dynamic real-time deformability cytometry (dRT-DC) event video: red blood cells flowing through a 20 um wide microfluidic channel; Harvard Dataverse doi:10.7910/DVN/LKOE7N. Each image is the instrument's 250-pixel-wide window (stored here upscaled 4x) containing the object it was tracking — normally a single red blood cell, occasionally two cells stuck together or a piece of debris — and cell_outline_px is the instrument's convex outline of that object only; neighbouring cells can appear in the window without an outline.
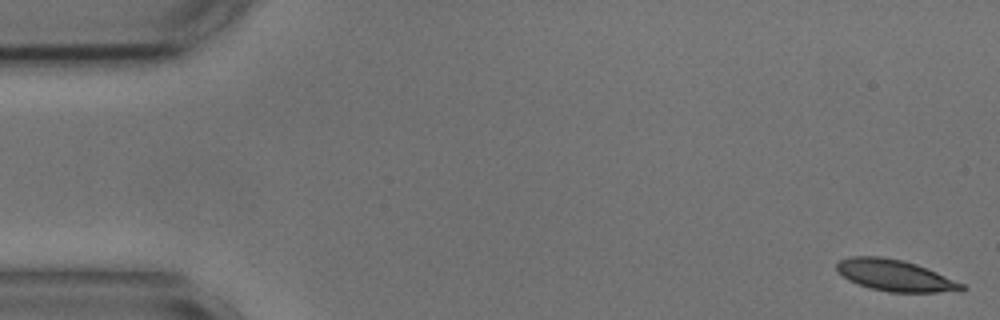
{"species": "common noctule bat (a hibernating species)", "species_latin": "Nyctalus noctula", "temperature_condition": "cold", "stored_images_in_passage": 54, "camera_frame_rate_fps": 3000, "um_per_image_px": 0.085, "animal": {"sex": "male", "body_mass_g": 17.9, "forearm_length_mm": 54.2}, "frame": {"image": 1, "passage_image": 1, "time_ms": 0.0, "image_size_px": [1000, 320], "cell_outline_px": [[964, 288], [960, 292], [888, 292], [868, 288], [856, 284], [848, 280], [836, 268], [836, 264], [840, 260], [852, 256], [880, 256], [904, 260], [916, 264], [936, 272], [964, 284]], "centroid_in_image_um": [76.07, 23.42], "position_along_channel_um": 8.9, "area_um2": 22.89}}
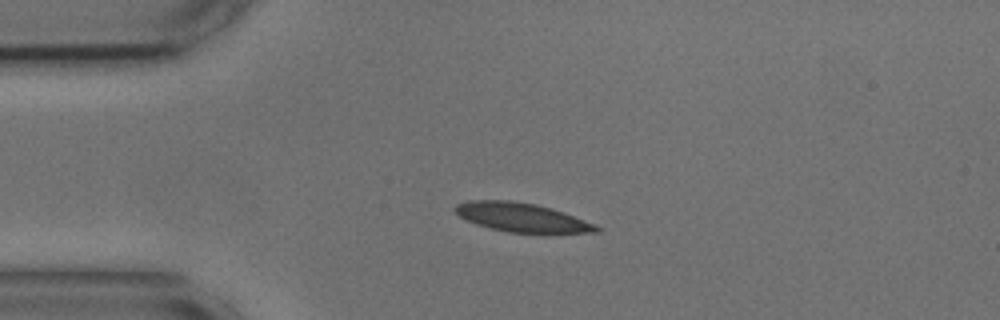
{"frame": {"image": 2, "passage_image": 12, "time_ms": 3.667, "image_size_px": [1000, 320], "cell_outline_px": [[600, 232], [544, 236], [508, 232], [476, 224], [460, 216], [452, 208], [456, 204], [468, 200], [508, 200], [536, 204], [552, 208], [564, 212], [592, 224], [600, 228]], "centroid_in_image_um": [44.41, 18.53], "position_along_channel_um": 40.6, "area_um2": 24.62}}
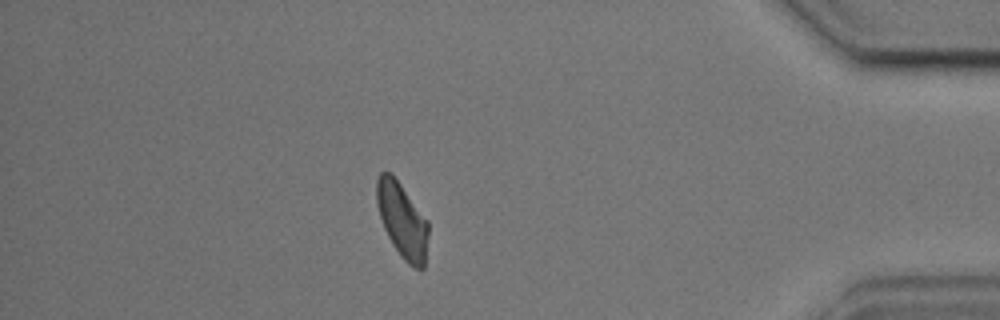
{"frame": {"image": 3, "passage_image": 47, "time_ms": 15.333, "image_size_px": [1000, 320], "cell_outline_px": [[428, 236], [424, 268], [420, 272], [408, 264], [404, 260], [392, 244], [384, 228], [380, 216], [376, 200], [376, 180], [380, 172], [388, 172], [400, 184], [428, 220]], "centroid_in_image_um": [34.2, 18.77], "position_along_channel_um": 401.0, "area_um2": 22.48}, "authors_computed_cell_mechanics": {"area_um2": 23.5246, "velocity_mm_per_s": 3.6472, "shape_relaxation_time_tau1_ms": 4.4125, "shape_relaxation_time_tau2_ms": 2.856, "deformation_change_tau1": 0.1129, "deformation_change_tau2": 0.0949}}